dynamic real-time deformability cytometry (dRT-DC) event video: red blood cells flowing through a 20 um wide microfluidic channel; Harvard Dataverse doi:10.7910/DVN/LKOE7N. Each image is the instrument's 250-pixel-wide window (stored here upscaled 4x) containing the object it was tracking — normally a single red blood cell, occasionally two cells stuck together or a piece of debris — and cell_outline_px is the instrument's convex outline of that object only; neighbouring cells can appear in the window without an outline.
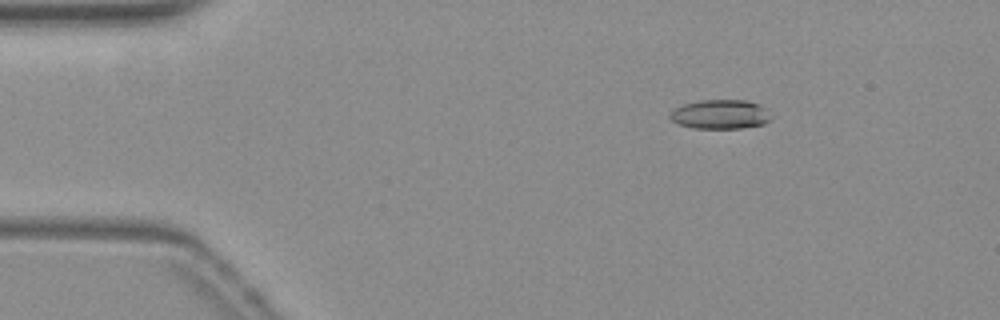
{"species": "common noctule bat (a hibernating species)", "species_latin": "Nyctalus noctula", "temperature_condition": "warm", "stored_images_in_passage": 53, "camera_frame_rate_fps": 3000, "um_per_image_px": 0.085, "animal": {"sex": "female", "body_mass_g": 19.3, "forearm_length_mm": 54.1}, "frame": {"image": 1, "passage_image": 7, "time_ms": 2.0, "image_size_px": [1000, 320], "cell_outline_px": [[772, 116], [764, 124], [740, 128], [692, 128], [680, 124], [672, 120], [668, 116], [676, 108], [684, 104], [700, 100], [748, 100], [760, 104], [768, 108]], "centroid_in_image_um": [61.28, 9.71], "position_along_channel_um": 23.7, "area_um2": 17.28}}
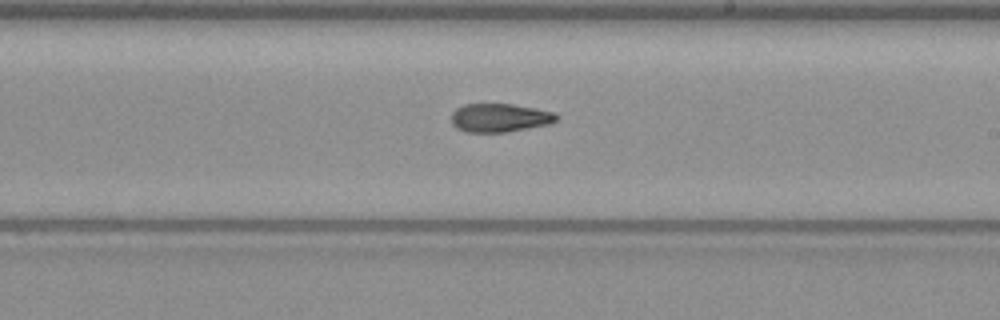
{"frame": {"image": 2, "passage_image": 30, "time_ms": 9.667, "image_size_px": [1000, 320], "cell_outline_px": [[560, 116], [556, 120], [548, 124], [508, 132], [464, 132], [456, 128], [452, 124], [452, 112], [456, 108], [464, 104], [512, 104], [536, 108], [556, 112]], "centroid_in_image_um": [42.48, 10.01], "position_along_channel_um": 246.5, "area_um2": 17.63}}
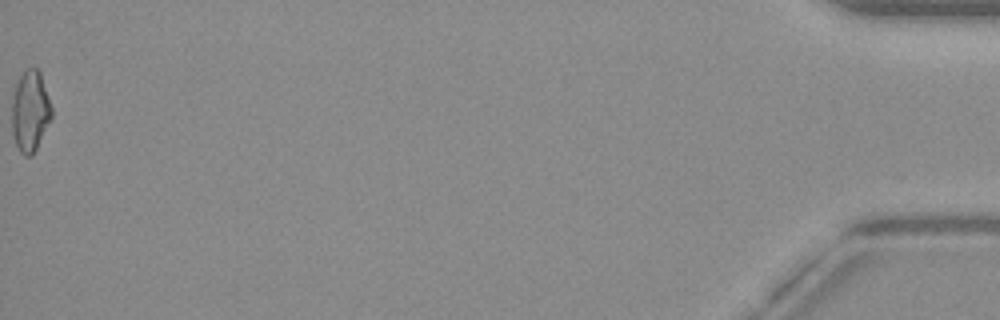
{"frame": {"image": 3, "passage_image": 53, "time_ms": 17.333, "image_size_px": [1000, 320], "cell_outline_px": [[52, 116], [32, 156], [24, 156], [20, 152], [16, 144], [12, 132], [12, 104], [16, 84], [20, 76], [28, 68], [36, 68], [40, 72], [52, 108]], "centroid_in_image_um": [2.56, 9.46], "position_along_channel_um": 432.6, "area_um2": 18.44}, "authors_computed_cell_mechanics": {"area_um2": 17.9758, "velocity_mm_per_s": 3.8496, "shape_relaxation_time_tau1_ms": 8.3004, "shape_relaxation_time_tau2_ms": 4.9292, "deformation_change_tau1": 0.2382, "deformation_change_tau2": 0.1323}}